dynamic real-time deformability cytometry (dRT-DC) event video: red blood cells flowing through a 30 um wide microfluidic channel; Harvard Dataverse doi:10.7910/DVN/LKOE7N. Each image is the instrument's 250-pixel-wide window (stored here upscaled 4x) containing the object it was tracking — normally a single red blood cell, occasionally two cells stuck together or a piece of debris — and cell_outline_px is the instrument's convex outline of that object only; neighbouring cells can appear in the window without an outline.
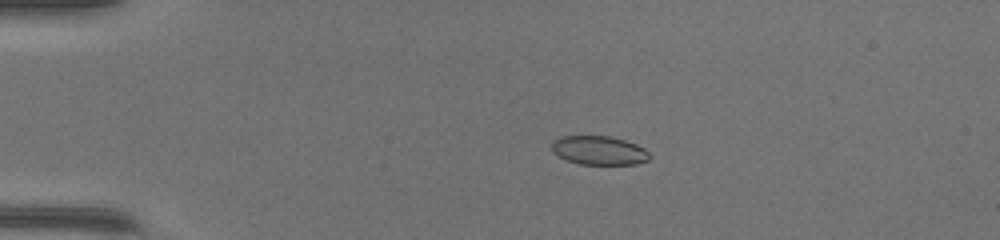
{"species": "common noctule bat (a hibernating species)", "species_latin": "Nyctalus noctula", "temperature_condition": "warm", "stored_images_in_passage": 39, "camera_frame_rate_fps": 3000, "um_per_image_px": 0.085, "animal": {"sex": "female", "body_mass_g": 17.0, "forearm_length_mm": 48.0}, "frame": {"image": 1, "passage_image": 1, "time_ms": 0.0, "image_size_px": [1000, 240], "cell_outline_px": [[652, 156], [648, 160], [636, 164], [580, 164], [568, 160], [552, 152], [552, 140], [560, 136], [608, 136], [624, 140], [636, 144], [644, 148]], "centroid_in_image_um": [50.92, 12.78], "position_along_channel_um": 34.1, "area_um2": 16.42}}
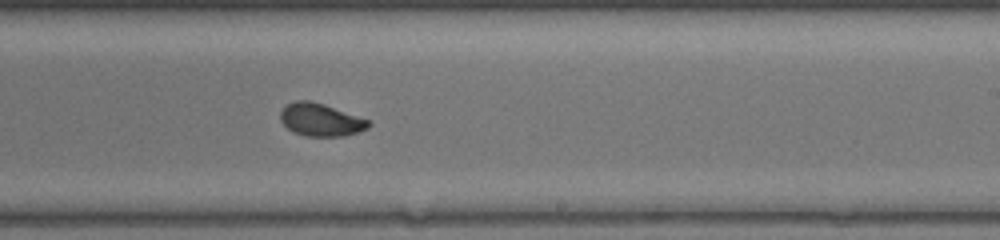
{"frame": {"image": 2, "passage_image": 21, "time_ms": 6.667, "image_size_px": [1000, 240], "cell_outline_px": [[372, 124], [368, 128], [344, 136], [304, 136], [292, 132], [280, 120], [280, 112], [288, 104], [296, 100], [312, 100], [324, 104], [368, 120]], "centroid_in_image_um": [27.23, 10.18], "position_along_channel_um": 261.8, "area_um2": 16.7}}
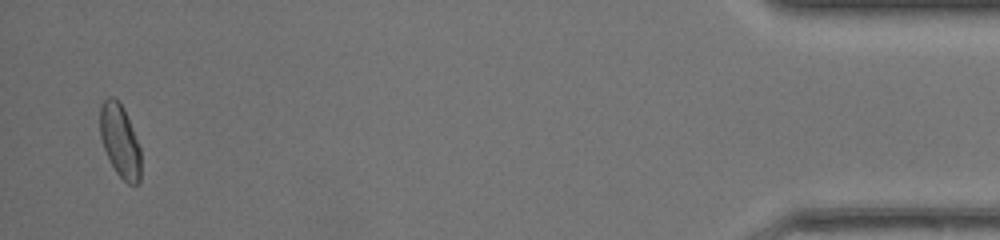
{"frame": {"image": 3, "passage_image": 38, "time_ms": 12.333, "image_size_px": [1000, 240], "cell_outline_px": [[140, 180], [136, 184], [128, 184], [116, 172], [104, 148], [100, 136], [100, 108], [104, 100], [108, 96], [112, 96], [124, 108], [140, 148]], "centroid_in_image_um": [10.19, 11.96], "position_along_channel_um": 425.0, "area_um2": 17.05}, "authors_computed_cell_mechanics": {"area_um2": 17.1666, "velocity_mm_per_s": 4.312, "shape_relaxation_time_tau1_ms": 3.1146, "shape_relaxation_time_tau2_ms": 0.904, "deformation_change_tau1": 0.1237, "deformation_change_tau2": 0.0349}}